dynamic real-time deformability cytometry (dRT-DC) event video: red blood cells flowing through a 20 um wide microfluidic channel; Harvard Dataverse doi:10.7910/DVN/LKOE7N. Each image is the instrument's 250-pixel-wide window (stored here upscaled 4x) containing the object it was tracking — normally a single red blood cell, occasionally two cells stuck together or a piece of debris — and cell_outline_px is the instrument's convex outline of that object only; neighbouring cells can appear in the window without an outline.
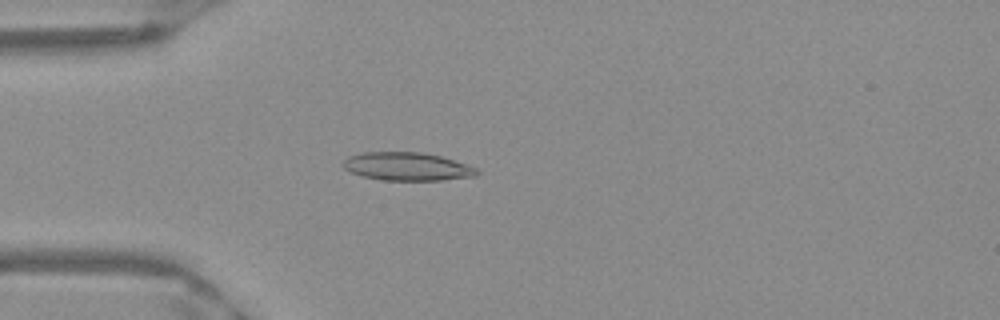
{"species": "Egyptian fruit bat (a non-hibernating species)", "species_latin": "Rousettus aegyptiacus", "temperature_condition": "warm", "stored_images_in_passage": 42, "camera_frame_rate_fps": 3000, "um_per_image_px": 0.085, "frame": {"image": 1, "passage_image": 5, "time_ms": 1.333, "image_size_px": [1000, 320], "cell_outline_px": [[480, 172], [476, 176], [444, 180], [384, 180], [360, 176], [344, 168], [344, 160], [348, 156], [364, 152], [420, 152], [440, 156], [476, 168]], "centroid_in_image_um": [34.6, 14.16], "position_along_channel_um": 50.4, "area_um2": 21.79}}
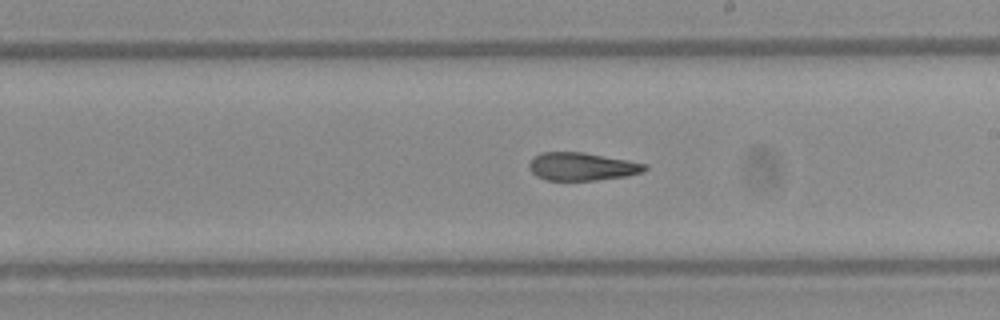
{"frame": {"image": 2, "passage_image": 20, "time_ms": 6.333, "image_size_px": [1000, 320], "cell_outline_px": [[648, 168], [644, 172], [628, 176], [596, 180], [544, 180], [536, 176], [528, 168], [528, 164], [540, 152], [584, 152], [628, 160], [648, 164]], "centroid_in_image_um": [49.49, 14.16], "position_along_channel_um": 239.5, "area_um2": 19.02}}
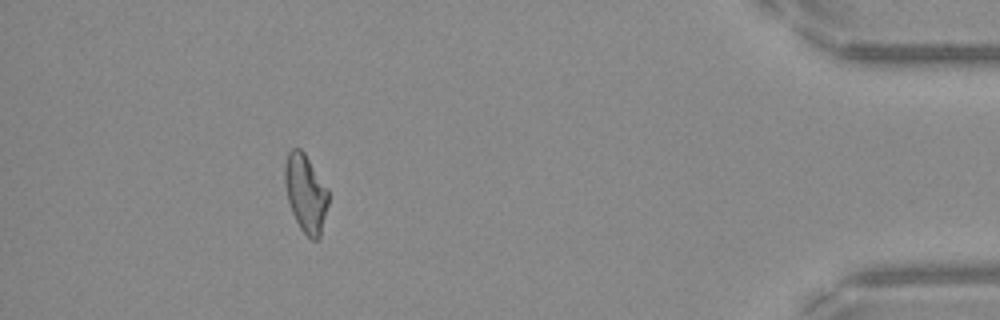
{"frame": {"image": 3, "passage_image": 37, "time_ms": 12.0, "image_size_px": [1000, 320], "cell_outline_px": [[328, 204], [320, 236], [316, 240], [312, 240], [300, 228], [292, 212], [288, 200], [284, 184], [284, 164], [288, 152], [292, 148], [300, 148], [304, 152], [328, 188]], "centroid_in_image_um": [25.97, 16.39], "position_along_channel_um": 409.2, "area_um2": 19.77}, "authors_computed_cell_mechanics": {"area_um2": 19.8543, "velocity_mm_per_s": 3.9755, "shape_relaxation_time_tau1_ms": 10.6205, "shape_relaxation_time_tau2_ms": 2.4404, "deformation_change_tau1": 0.2783, "deformation_change_tau2": 0.1125}}